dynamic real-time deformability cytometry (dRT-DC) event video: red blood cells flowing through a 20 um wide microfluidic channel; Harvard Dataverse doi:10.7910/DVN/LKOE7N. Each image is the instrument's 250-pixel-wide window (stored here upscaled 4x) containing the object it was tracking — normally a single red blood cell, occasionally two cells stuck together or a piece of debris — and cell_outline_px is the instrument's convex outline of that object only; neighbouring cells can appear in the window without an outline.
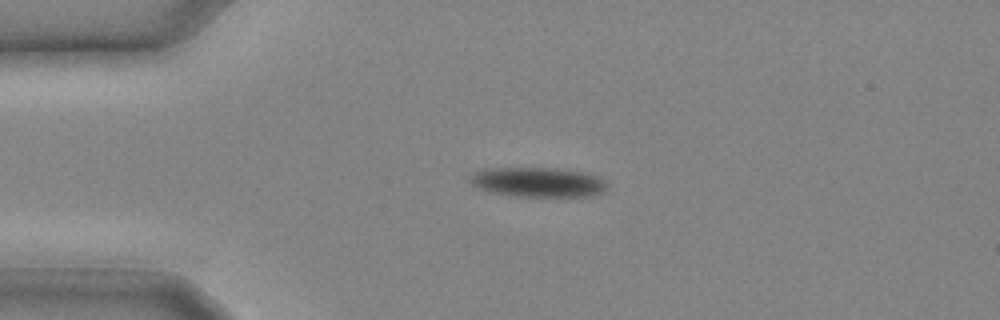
{"species": "common noctule bat (a hibernating species)", "species_latin": "Nyctalus noctula", "temperature_condition": "cold", "stored_images_in_passage": 12, "camera_frame_rate_fps": 3000, "um_per_image_px": 0.085, "animal": {"sex": "male", "body_mass_g": 20.4}, "frame": {"image": 1, "passage_image": 1, "time_ms": 0.0, "image_size_px": [1000, 320], "cell_outline_px": [[608, 188], [604, 192], [592, 196], [512, 196], [488, 192], [476, 188], [472, 184], [472, 176], [476, 172], [488, 168], [564, 168], [584, 172], [600, 176], [608, 184]], "centroid_in_image_um": [45.8, 15.48], "position_along_channel_um": 39.2, "area_um2": 23.99}}
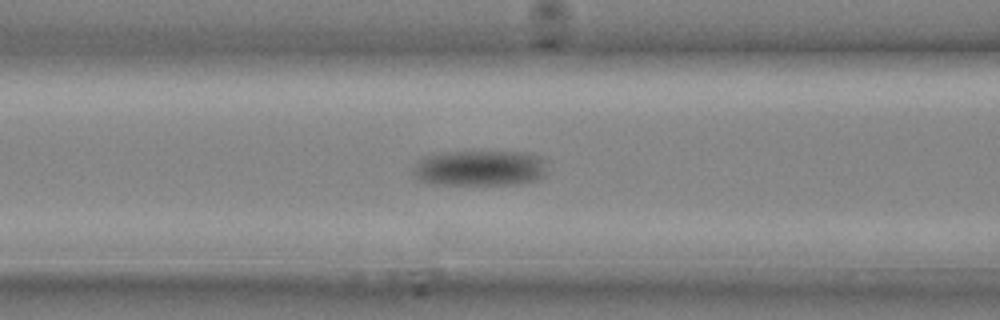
{"frame": {"image": 2, "passage_image": 6, "time_ms": 1.667, "image_size_px": [1000, 320], "cell_outline_px": [[548, 172], [540, 180], [516, 184], [452, 184], [420, 180], [416, 176], [412, 168], [416, 160], [424, 156], [440, 152], [528, 152], [540, 156], [548, 160]], "centroid_in_image_um": [40.9, 14.27], "position_along_channel_um": 125.7, "area_um2": 28.21}}
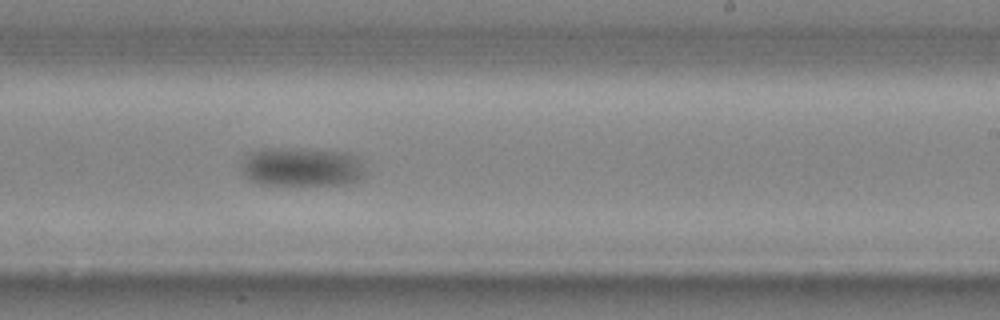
{"frame": {"image": 3, "passage_image": 12, "time_ms": 3.667, "image_size_px": [1000, 320], "cell_outline_px": [[368, 172], [360, 180], [352, 184], [260, 184], [248, 176], [244, 172], [244, 160], [252, 152], [348, 152], [356, 156]], "centroid_in_image_um": [25.85, 14.28], "position_along_channel_um": 263.1, "area_um2": 26.07}}